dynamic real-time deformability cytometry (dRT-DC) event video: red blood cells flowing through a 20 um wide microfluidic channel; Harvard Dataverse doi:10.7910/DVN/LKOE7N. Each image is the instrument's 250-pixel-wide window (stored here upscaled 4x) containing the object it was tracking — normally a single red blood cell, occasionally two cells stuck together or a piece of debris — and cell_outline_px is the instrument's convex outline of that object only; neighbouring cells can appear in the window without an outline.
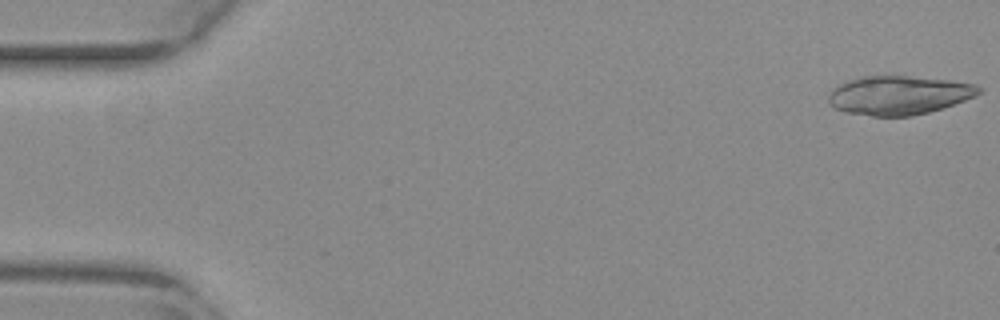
{"species": "common noctule bat (a hibernating species)", "species_latin": "Nyctalus noctula", "temperature_condition": "warm", "stored_images_in_passage": 18, "camera_frame_rate_fps": 3000, "um_per_image_px": 0.085, "animal": {"sex": "female", "body_mass_g": 29.2, "forearm_length_mm": 56.3}, "frame": {"image": 1, "passage_image": 1, "time_ms": 0.0, "image_size_px": [1000, 320], "cell_outline_px": [[984, 88], [976, 96], [928, 112], [912, 116], [872, 116], [848, 112], [836, 108], [828, 100], [828, 96], [840, 84], [860, 76], [908, 76], [948, 80], [976, 84]], "centroid_in_image_um": [76.44, 8.09], "position_along_channel_um": 8.6, "area_um2": 33.58}}